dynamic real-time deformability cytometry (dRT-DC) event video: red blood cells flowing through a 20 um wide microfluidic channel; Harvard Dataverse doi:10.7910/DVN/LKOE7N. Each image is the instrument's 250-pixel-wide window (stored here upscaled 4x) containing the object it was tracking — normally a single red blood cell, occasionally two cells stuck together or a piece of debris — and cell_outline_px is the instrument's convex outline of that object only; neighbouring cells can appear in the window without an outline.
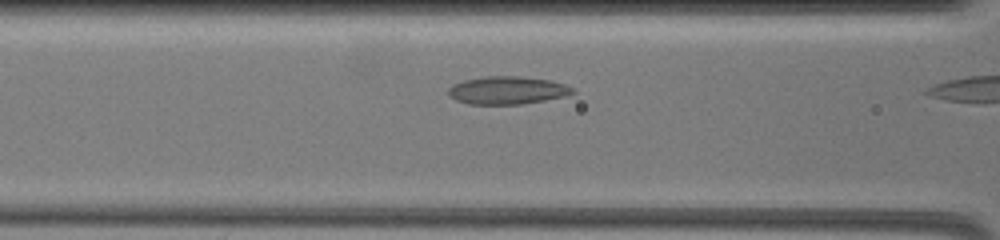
{"species": "common noctule bat (a hibernating species)", "species_latin": "Nyctalus noctula", "temperature_condition": "warm", "stored_images_in_passage": 11, "camera_frame_rate_fps": 3000, "um_per_image_px": 0.085, "animal": {"sex": "female", "body_mass_g": 19.5, "forearm_length_mm": 54.1}, "frame": {"image": 1, "passage_image": 10, "time_ms": 3.0, "image_size_px": [1000, 240], "cell_outline_px": [[576, 92], [564, 96], [544, 100], [520, 104], [468, 104], [456, 100], [448, 96], [448, 88], [452, 84], [464, 80], [484, 76], [520, 76], [552, 80], [564, 84], [572, 88]], "centroid_in_image_um": [43.09, 7.67], "position_along_channel_um": 123.5, "area_um2": 20.23}}